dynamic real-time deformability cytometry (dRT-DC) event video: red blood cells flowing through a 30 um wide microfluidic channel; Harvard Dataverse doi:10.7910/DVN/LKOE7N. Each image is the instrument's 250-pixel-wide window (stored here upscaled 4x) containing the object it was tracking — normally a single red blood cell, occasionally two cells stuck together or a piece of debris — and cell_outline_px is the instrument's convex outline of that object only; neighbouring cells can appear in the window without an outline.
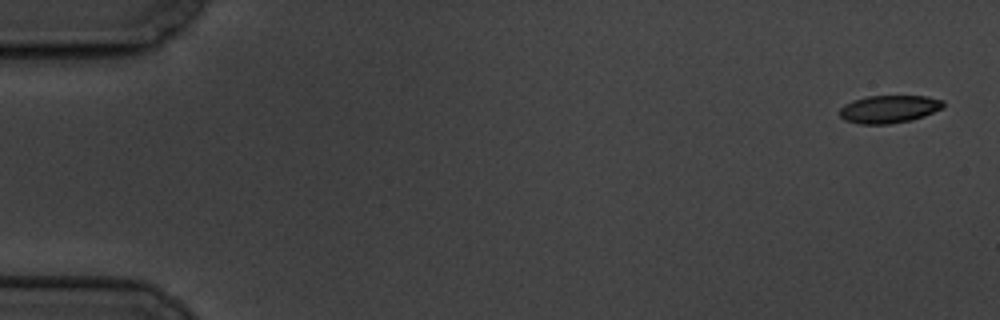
{"species": "common noctule bat (a hibernating species)", "species_latin": "Nyctalus noctula", "temperature_condition": "cold", "stored_images_in_passage": 8, "camera_frame_rate_fps": 3000, "um_per_image_px": 0.085, "animal": {"sex": "male", "body_mass_g": 19.5, "forearm_length_mm": 54.6}, "frame": {"image": 1, "passage_image": 1, "time_ms": 0.0, "image_size_px": [1000, 320], "cell_outline_px": [[944, 108], [924, 116], [912, 120], [888, 124], [860, 124], [844, 120], [840, 116], [840, 108], [844, 104], [852, 100], [868, 96], [928, 96], [944, 100]], "centroid_in_image_um": [75.58, 9.27], "position_along_channel_um": 9.4, "area_um2": 16.94}}
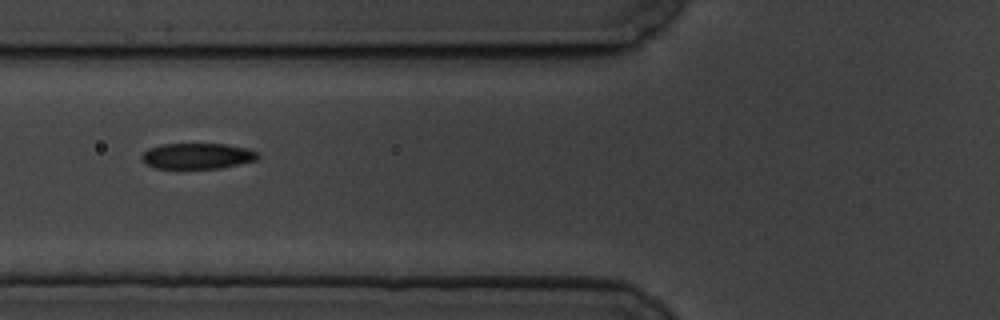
{"frame": {"image": 2, "passage_image": 7, "time_ms": 7.0, "image_size_px": [1000, 320], "cell_outline_px": [[260, 156], [256, 160], [220, 168], [156, 168], [144, 164], [140, 156], [148, 148], [160, 144], [224, 144], [248, 148], [260, 152]], "centroid_in_image_um": [16.77, 13.25], "position_along_channel_um": 109.0, "area_um2": 17.57}}
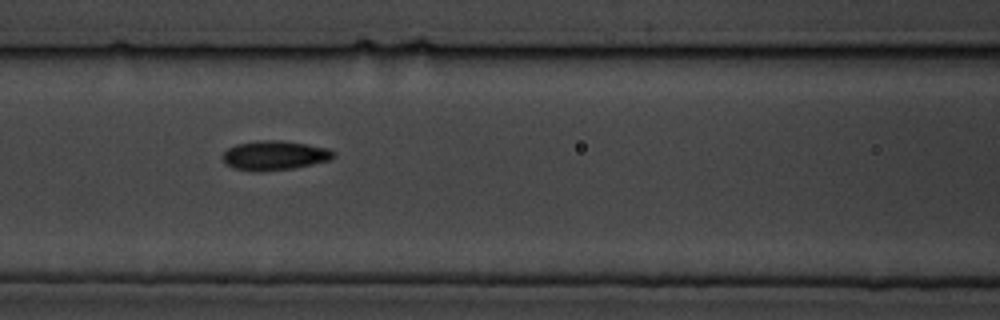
{"frame": {"image": 3, "passage_image": 8, "time_ms": 8.0, "image_size_px": [1000, 320], "cell_outline_px": [[336, 156], [328, 160], [312, 164], [292, 168], [256, 172], [232, 168], [224, 164], [220, 156], [228, 148], [236, 144], [260, 140], [280, 140], [308, 144], [328, 148]], "centroid_in_image_um": [23.27, 13.21], "position_along_channel_um": 143.3, "area_um2": 19.07}}